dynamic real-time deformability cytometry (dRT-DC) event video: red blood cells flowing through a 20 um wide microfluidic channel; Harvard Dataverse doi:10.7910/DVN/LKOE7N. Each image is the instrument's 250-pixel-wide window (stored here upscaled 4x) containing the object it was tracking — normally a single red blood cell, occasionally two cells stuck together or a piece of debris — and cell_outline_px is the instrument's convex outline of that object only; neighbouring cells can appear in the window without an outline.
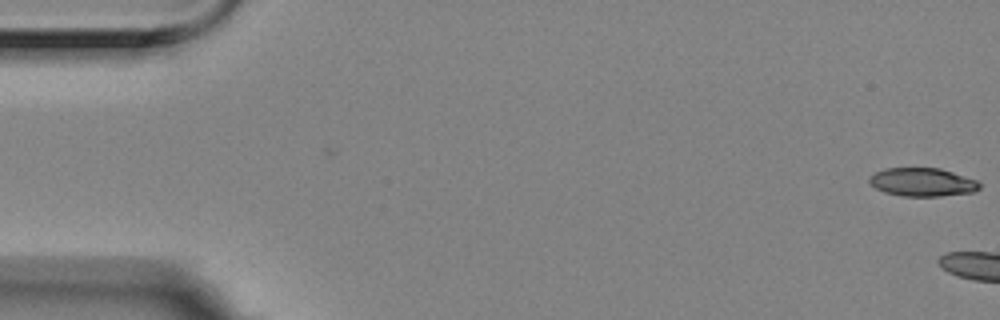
{"species": "Egyptian fruit bat (a non-hibernating species)", "species_latin": "Rousettus aegyptiacus", "temperature_condition": "room temperature", "stored_images_in_passage": 16, "camera_frame_rate_fps": 3000, "um_per_image_px": 0.085, "animal": {"sex": "female"}, "frame": {"image": 1, "passage_image": 1, "time_ms": 0.0, "image_size_px": [1000, 320], "cell_outline_px": [[980, 188], [972, 192], [940, 196], [904, 196], [884, 192], [876, 188], [868, 180], [868, 176], [884, 168], [940, 168], [976, 180], [980, 184]], "centroid_in_image_um": [78.38, 15.48], "position_along_channel_um": 6.6, "area_um2": 18.09}}
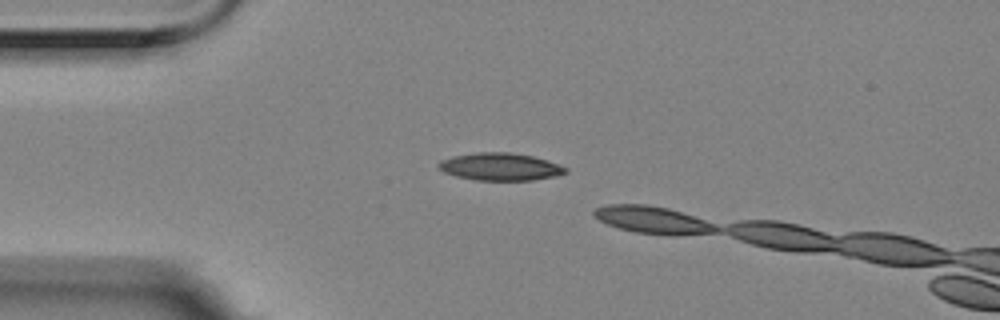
{"frame": {"image": 2, "passage_image": 14, "time_ms": 4.333, "image_size_px": [1000, 320], "cell_outline_px": [[568, 172], [556, 176], [532, 180], [476, 180], [456, 176], [444, 172], [436, 164], [440, 160], [452, 156], [476, 152], [508, 152], [532, 156], [548, 160], [568, 168]], "centroid_in_image_um": [42.52, 14.17], "position_along_channel_um": 42.5, "area_um2": 20.4}}